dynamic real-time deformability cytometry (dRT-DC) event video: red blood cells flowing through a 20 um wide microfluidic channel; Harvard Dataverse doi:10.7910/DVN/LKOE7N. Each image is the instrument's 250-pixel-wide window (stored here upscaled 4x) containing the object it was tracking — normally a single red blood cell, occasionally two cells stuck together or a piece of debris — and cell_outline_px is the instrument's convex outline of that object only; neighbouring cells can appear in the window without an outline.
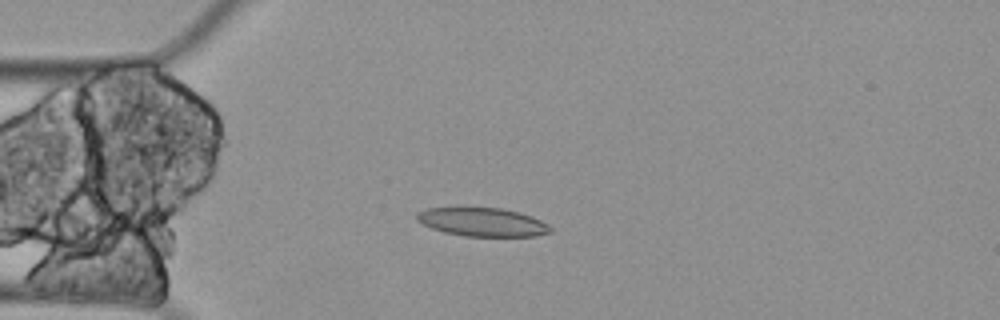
{"species": "Egyptian fruit bat (a non-hibernating species)", "species_latin": "Rousettus aegyptiacus", "temperature_condition": "cold", "stored_images_in_passage": 13, "camera_frame_rate_fps": 3000, "um_per_image_px": 0.085, "animal": {"sex": "female"}, "frame": {"image": 1, "passage_image": 2, "time_ms": 0.333, "image_size_px": [1000, 320], "cell_outline_px": [[552, 232], [536, 236], [464, 236], [444, 232], [432, 228], [416, 220], [416, 212], [428, 208], [500, 208], [520, 212], [532, 216], [548, 224], [552, 228]], "centroid_in_image_um": [41.03, 18.88], "position_along_channel_um": 44.0, "area_um2": 22.2}}
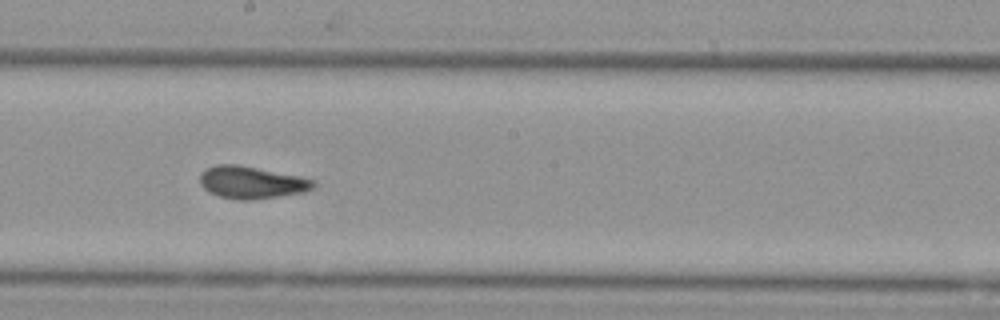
{"frame": {"image": 2, "passage_image": 7, "time_ms": 2.0, "image_size_px": [1000, 320], "cell_outline_px": [[316, 184], [312, 188], [304, 192], [252, 200], [236, 200], [220, 196], [208, 192], [200, 184], [200, 176], [204, 168], [216, 164], [236, 164], [300, 176], [316, 180]], "centroid_in_image_um": [21.36, 15.5], "position_along_channel_um": 226.8, "area_um2": 21.44}}
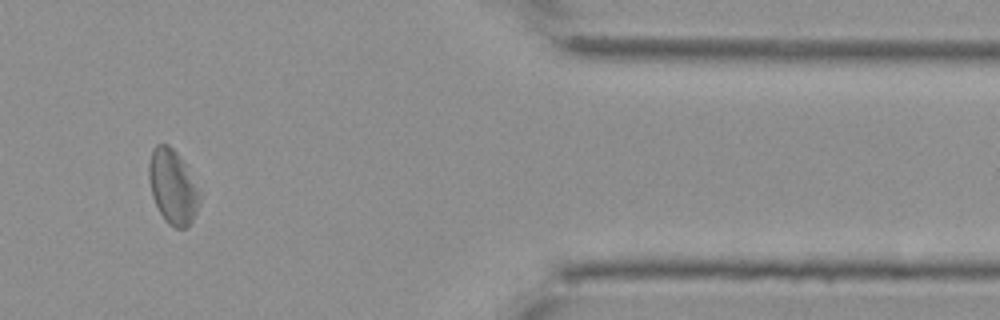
{"frame": {"image": 3, "passage_image": 11, "time_ms": 3.333, "image_size_px": [1000, 320], "cell_outline_px": [[200, 196], [196, 212], [192, 220], [184, 228], [176, 228], [168, 224], [164, 220], [152, 196], [148, 176], [148, 164], [152, 148], [156, 144], [168, 144], [176, 152], [184, 164]], "centroid_in_image_um": [14.62, 15.87], "position_along_channel_um": 396.8, "area_um2": 21.44}}